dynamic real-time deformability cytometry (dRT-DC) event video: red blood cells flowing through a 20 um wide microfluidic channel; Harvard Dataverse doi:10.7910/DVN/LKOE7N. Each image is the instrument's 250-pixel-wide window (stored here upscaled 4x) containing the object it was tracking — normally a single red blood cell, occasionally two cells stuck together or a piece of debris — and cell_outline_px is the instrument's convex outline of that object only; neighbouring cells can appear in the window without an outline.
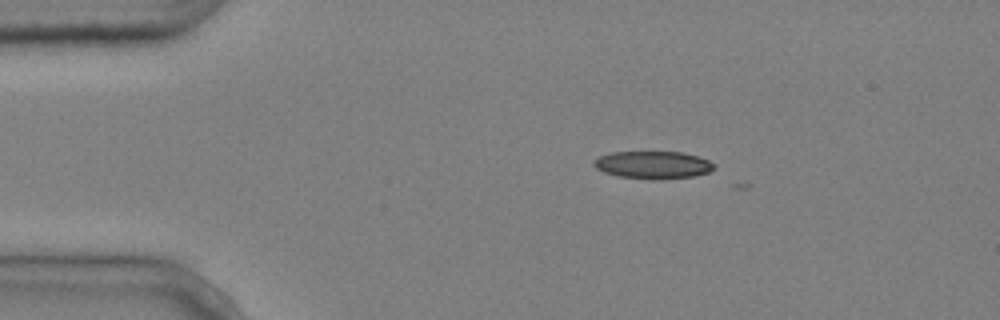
{"species": "common noctule bat (a hibernating species)", "species_latin": "Nyctalus noctula", "temperature_condition": "cold", "stored_images_in_passage": 5, "segment_of_instrument_passage": [1, 2], "camera_frame_rate_fps": 3000, "um_per_image_px": 0.085, "animal": {"sex": "male", "body_mass_g": 20.4}, "frame": {"image": 1, "passage_image": 2, "time_ms": 0.333, "image_size_px": [1000, 320], "cell_outline_px": [[712, 168], [708, 172], [696, 176], [660, 180], [652, 180], [616, 176], [604, 172], [596, 168], [592, 164], [600, 156], [612, 152], [680, 152], [696, 156], [708, 160], [712, 164]], "centroid_in_image_um": [55.47, 14.03], "position_along_channel_um": 29.5, "area_um2": 19.25}}